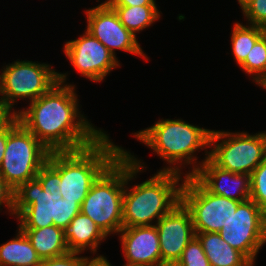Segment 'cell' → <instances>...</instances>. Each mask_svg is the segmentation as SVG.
<instances>
[{
    "instance_id": "obj_15",
    "label": "cell",
    "mask_w": 266,
    "mask_h": 266,
    "mask_svg": "<svg viewBox=\"0 0 266 266\" xmlns=\"http://www.w3.org/2000/svg\"><path fill=\"white\" fill-rule=\"evenodd\" d=\"M205 153L200 166L195 163L185 176H194L212 194L236 201L250 199V175L222 169L209 158L207 150Z\"/></svg>"
},
{
    "instance_id": "obj_14",
    "label": "cell",
    "mask_w": 266,
    "mask_h": 266,
    "mask_svg": "<svg viewBox=\"0 0 266 266\" xmlns=\"http://www.w3.org/2000/svg\"><path fill=\"white\" fill-rule=\"evenodd\" d=\"M155 226L158 230L162 266H174L195 236L191 213L180 202L160 218Z\"/></svg>"
},
{
    "instance_id": "obj_4",
    "label": "cell",
    "mask_w": 266,
    "mask_h": 266,
    "mask_svg": "<svg viewBox=\"0 0 266 266\" xmlns=\"http://www.w3.org/2000/svg\"><path fill=\"white\" fill-rule=\"evenodd\" d=\"M212 130L200 128L186 123L181 119H165L157 121L153 126L137 131L134 136L150 147L169 165L160 171L180 172L182 164H194V153L204 147L210 148V134ZM184 159V160H183Z\"/></svg>"
},
{
    "instance_id": "obj_27",
    "label": "cell",
    "mask_w": 266,
    "mask_h": 266,
    "mask_svg": "<svg viewBox=\"0 0 266 266\" xmlns=\"http://www.w3.org/2000/svg\"><path fill=\"white\" fill-rule=\"evenodd\" d=\"M239 4L249 25L266 28V0H242Z\"/></svg>"
},
{
    "instance_id": "obj_16",
    "label": "cell",
    "mask_w": 266,
    "mask_h": 266,
    "mask_svg": "<svg viewBox=\"0 0 266 266\" xmlns=\"http://www.w3.org/2000/svg\"><path fill=\"white\" fill-rule=\"evenodd\" d=\"M119 234L126 259L123 266H162L158 230L155 225L123 227Z\"/></svg>"
},
{
    "instance_id": "obj_33",
    "label": "cell",
    "mask_w": 266,
    "mask_h": 266,
    "mask_svg": "<svg viewBox=\"0 0 266 266\" xmlns=\"http://www.w3.org/2000/svg\"><path fill=\"white\" fill-rule=\"evenodd\" d=\"M6 143H7V130L0 131V165L3 160L4 152L6 149Z\"/></svg>"
},
{
    "instance_id": "obj_30",
    "label": "cell",
    "mask_w": 266,
    "mask_h": 266,
    "mask_svg": "<svg viewBox=\"0 0 266 266\" xmlns=\"http://www.w3.org/2000/svg\"><path fill=\"white\" fill-rule=\"evenodd\" d=\"M2 205L7 206L11 215H14V190L0 175V208Z\"/></svg>"
},
{
    "instance_id": "obj_10",
    "label": "cell",
    "mask_w": 266,
    "mask_h": 266,
    "mask_svg": "<svg viewBox=\"0 0 266 266\" xmlns=\"http://www.w3.org/2000/svg\"><path fill=\"white\" fill-rule=\"evenodd\" d=\"M58 73L48 64L28 60L6 65L0 75V100L12 106L18 98L31 103L58 83Z\"/></svg>"
},
{
    "instance_id": "obj_25",
    "label": "cell",
    "mask_w": 266,
    "mask_h": 266,
    "mask_svg": "<svg viewBox=\"0 0 266 266\" xmlns=\"http://www.w3.org/2000/svg\"><path fill=\"white\" fill-rule=\"evenodd\" d=\"M174 266H211L199 239L194 236Z\"/></svg>"
},
{
    "instance_id": "obj_1",
    "label": "cell",
    "mask_w": 266,
    "mask_h": 266,
    "mask_svg": "<svg viewBox=\"0 0 266 266\" xmlns=\"http://www.w3.org/2000/svg\"><path fill=\"white\" fill-rule=\"evenodd\" d=\"M66 76L58 73V83L19 111V121L50 152L84 149L105 134L80 114L75 87L65 84Z\"/></svg>"
},
{
    "instance_id": "obj_12",
    "label": "cell",
    "mask_w": 266,
    "mask_h": 266,
    "mask_svg": "<svg viewBox=\"0 0 266 266\" xmlns=\"http://www.w3.org/2000/svg\"><path fill=\"white\" fill-rule=\"evenodd\" d=\"M64 53L78 72L91 81L101 82L119 66L117 58L98 39L85 31L64 45Z\"/></svg>"
},
{
    "instance_id": "obj_29",
    "label": "cell",
    "mask_w": 266,
    "mask_h": 266,
    "mask_svg": "<svg viewBox=\"0 0 266 266\" xmlns=\"http://www.w3.org/2000/svg\"><path fill=\"white\" fill-rule=\"evenodd\" d=\"M12 105L0 100V131L12 129L19 122V111H12Z\"/></svg>"
},
{
    "instance_id": "obj_23",
    "label": "cell",
    "mask_w": 266,
    "mask_h": 266,
    "mask_svg": "<svg viewBox=\"0 0 266 266\" xmlns=\"http://www.w3.org/2000/svg\"><path fill=\"white\" fill-rule=\"evenodd\" d=\"M240 67L259 84L266 77V33L254 44Z\"/></svg>"
},
{
    "instance_id": "obj_8",
    "label": "cell",
    "mask_w": 266,
    "mask_h": 266,
    "mask_svg": "<svg viewBox=\"0 0 266 266\" xmlns=\"http://www.w3.org/2000/svg\"><path fill=\"white\" fill-rule=\"evenodd\" d=\"M210 146L209 158L218 167L232 173L251 175L266 158V131L250 135L212 130Z\"/></svg>"
},
{
    "instance_id": "obj_6",
    "label": "cell",
    "mask_w": 266,
    "mask_h": 266,
    "mask_svg": "<svg viewBox=\"0 0 266 266\" xmlns=\"http://www.w3.org/2000/svg\"><path fill=\"white\" fill-rule=\"evenodd\" d=\"M60 174L47 162L35 179L14 191V215L21 229H39L54 225V200L60 195Z\"/></svg>"
},
{
    "instance_id": "obj_20",
    "label": "cell",
    "mask_w": 266,
    "mask_h": 266,
    "mask_svg": "<svg viewBox=\"0 0 266 266\" xmlns=\"http://www.w3.org/2000/svg\"><path fill=\"white\" fill-rule=\"evenodd\" d=\"M41 258L19 227L14 239L0 246V266H39Z\"/></svg>"
},
{
    "instance_id": "obj_21",
    "label": "cell",
    "mask_w": 266,
    "mask_h": 266,
    "mask_svg": "<svg viewBox=\"0 0 266 266\" xmlns=\"http://www.w3.org/2000/svg\"><path fill=\"white\" fill-rule=\"evenodd\" d=\"M117 13L120 22L133 35L149 27L160 18L157 5L110 6Z\"/></svg>"
},
{
    "instance_id": "obj_13",
    "label": "cell",
    "mask_w": 266,
    "mask_h": 266,
    "mask_svg": "<svg viewBox=\"0 0 266 266\" xmlns=\"http://www.w3.org/2000/svg\"><path fill=\"white\" fill-rule=\"evenodd\" d=\"M86 15V31L107 47L115 57V49H120L148 58L142 51L136 36L126 29L115 10L106 2L86 10Z\"/></svg>"
},
{
    "instance_id": "obj_9",
    "label": "cell",
    "mask_w": 266,
    "mask_h": 266,
    "mask_svg": "<svg viewBox=\"0 0 266 266\" xmlns=\"http://www.w3.org/2000/svg\"><path fill=\"white\" fill-rule=\"evenodd\" d=\"M181 202L190 211L195 233L216 232L226 226L242 201L210 193L194 176H185Z\"/></svg>"
},
{
    "instance_id": "obj_18",
    "label": "cell",
    "mask_w": 266,
    "mask_h": 266,
    "mask_svg": "<svg viewBox=\"0 0 266 266\" xmlns=\"http://www.w3.org/2000/svg\"><path fill=\"white\" fill-rule=\"evenodd\" d=\"M201 242L211 266H253L254 264L239 250L225 242L219 233H195Z\"/></svg>"
},
{
    "instance_id": "obj_32",
    "label": "cell",
    "mask_w": 266,
    "mask_h": 266,
    "mask_svg": "<svg viewBox=\"0 0 266 266\" xmlns=\"http://www.w3.org/2000/svg\"><path fill=\"white\" fill-rule=\"evenodd\" d=\"M83 266H111L106 257L102 255H97V257L91 258L86 261Z\"/></svg>"
},
{
    "instance_id": "obj_7",
    "label": "cell",
    "mask_w": 266,
    "mask_h": 266,
    "mask_svg": "<svg viewBox=\"0 0 266 266\" xmlns=\"http://www.w3.org/2000/svg\"><path fill=\"white\" fill-rule=\"evenodd\" d=\"M50 151L19 121L7 130V143L0 175L15 191L20 185L36 178L47 163Z\"/></svg>"
},
{
    "instance_id": "obj_34",
    "label": "cell",
    "mask_w": 266,
    "mask_h": 266,
    "mask_svg": "<svg viewBox=\"0 0 266 266\" xmlns=\"http://www.w3.org/2000/svg\"><path fill=\"white\" fill-rule=\"evenodd\" d=\"M258 85L266 89V77Z\"/></svg>"
},
{
    "instance_id": "obj_2",
    "label": "cell",
    "mask_w": 266,
    "mask_h": 266,
    "mask_svg": "<svg viewBox=\"0 0 266 266\" xmlns=\"http://www.w3.org/2000/svg\"><path fill=\"white\" fill-rule=\"evenodd\" d=\"M125 153V189L123 195V227L151 226L153 220L168 214L181 202V174L170 171H158L149 180L134 185L130 190L128 182L134 179L144 168V163L124 150Z\"/></svg>"
},
{
    "instance_id": "obj_11",
    "label": "cell",
    "mask_w": 266,
    "mask_h": 266,
    "mask_svg": "<svg viewBox=\"0 0 266 266\" xmlns=\"http://www.w3.org/2000/svg\"><path fill=\"white\" fill-rule=\"evenodd\" d=\"M218 233L254 264L257 253L266 243V213L252 199L242 201Z\"/></svg>"
},
{
    "instance_id": "obj_26",
    "label": "cell",
    "mask_w": 266,
    "mask_h": 266,
    "mask_svg": "<svg viewBox=\"0 0 266 266\" xmlns=\"http://www.w3.org/2000/svg\"><path fill=\"white\" fill-rule=\"evenodd\" d=\"M80 213V205L66 199L54 200L53 223L56 227L64 229L71 220Z\"/></svg>"
},
{
    "instance_id": "obj_24",
    "label": "cell",
    "mask_w": 266,
    "mask_h": 266,
    "mask_svg": "<svg viewBox=\"0 0 266 266\" xmlns=\"http://www.w3.org/2000/svg\"><path fill=\"white\" fill-rule=\"evenodd\" d=\"M250 199L266 213V158L250 175Z\"/></svg>"
},
{
    "instance_id": "obj_3",
    "label": "cell",
    "mask_w": 266,
    "mask_h": 266,
    "mask_svg": "<svg viewBox=\"0 0 266 266\" xmlns=\"http://www.w3.org/2000/svg\"><path fill=\"white\" fill-rule=\"evenodd\" d=\"M124 152L104 134L76 151L51 152L47 162L60 174V195L80 206L98 177Z\"/></svg>"
},
{
    "instance_id": "obj_22",
    "label": "cell",
    "mask_w": 266,
    "mask_h": 266,
    "mask_svg": "<svg viewBox=\"0 0 266 266\" xmlns=\"http://www.w3.org/2000/svg\"><path fill=\"white\" fill-rule=\"evenodd\" d=\"M266 33V28L235 23L231 35V48L239 66L245 61L254 44Z\"/></svg>"
},
{
    "instance_id": "obj_17",
    "label": "cell",
    "mask_w": 266,
    "mask_h": 266,
    "mask_svg": "<svg viewBox=\"0 0 266 266\" xmlns=\"http://www.w3.org/2000/svg\"><path fill=\"white\" fill-rule=\"evenodd\" d=\"M64 239L71 252H84L87 247L93 254L106 235L88 216L78 213L63 229Z\"/></svg>"
},
{
    "instance_id": "obj_28",
    "label": "cell",
    "mask_w": 266,
    "mask_h": 266,
    "mask_svg": "<svg viewBox=\"0 0 266 266\" xmlns=\"http://www.w3.org/2000/svg\"><path fill=\"white\" fill-rule=\"evenodd\" d=\"M79 252H71L53 258L42 259L39 266H83L88 257H79Z\"/></svg>"
},
{
    "instance_id": "obj_31",
    "label": "cell",
    "mask_w": 266,
    "mask_h": 266,
    "mask_svg": "<svg viewBox=\"0 0 266 266\" xmlns=\"http://www.w3.org/2000/svg\"><path fill=\"white\" fill-rule=\"evenodd\" d=\"M109 6H142L156 5L155 0H107Z\"/></svg>"
},
{
    "instance_id": "obj_19",
    "label": "cell",
    "mask_w": 266,
    "mask_h": 266,
    "mask_svg": "<svg viewBox=\"0 0 266 266\" xmlns=\"http://www.w3.org/2000/svg\"><path fill=\"white\" fill-rule=\"evenodd\" d=\"M37 255L42 259L58 257L69 252L63 229L55 225L39 229H22Z\"/></svg>"
},
{
    "instance_id": "obj_5",
    "label": "cell",
    "mask_w": 266,
    "mask_h": 266,
    "mask_svg": "<svg viewBox=\"0 0 266 266\" xmlns=\"http://www.w3.org/2000/svg\"><path fill=\"white\" fill-rule=\"evenodd\" d=\"M125 189V153L123 152L93 183L80 206L108 236L123 228V195Z\"/></svg>"
}]
</instances>
